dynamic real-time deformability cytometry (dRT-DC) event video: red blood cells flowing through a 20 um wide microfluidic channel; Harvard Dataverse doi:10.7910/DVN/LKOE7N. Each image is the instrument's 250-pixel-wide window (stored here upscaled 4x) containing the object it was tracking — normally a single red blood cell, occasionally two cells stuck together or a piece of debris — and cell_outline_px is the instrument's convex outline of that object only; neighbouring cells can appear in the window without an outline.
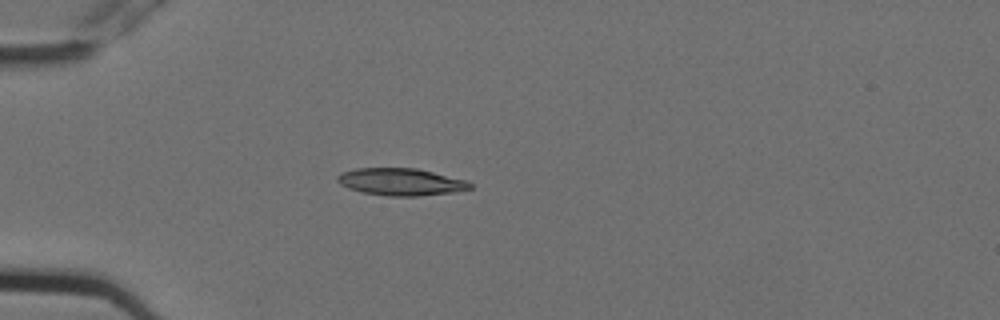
{"species": "Egyptian fruit bat (a non-hibernating species)", "species_latin": "Rousettus aegyptiacus", "temperature_condition": "cold", "stored_images_in_passage": 1, "camera_frame_rate_fps": 3000, "um_per_image_px": 0.085, "animal": {"sex": "female"}, "frame": {"image": 1, "passage_image": 1, "time_ms": 0.0, "image_size_px": [1000, 320], "cell_outline_px": [[472, 188], [452, 192], [416, 196], [388, 196], [364, 192], [348, 188], [340, 184], [336, 180], [336, 176], [340, 172], [356, 168], [416, 168], [468, 180], [472, 184]], "centroid_in_image_um": [34.06, 15.45], "position_along_channel_um": 50.9, "area_um2": 21.04}}